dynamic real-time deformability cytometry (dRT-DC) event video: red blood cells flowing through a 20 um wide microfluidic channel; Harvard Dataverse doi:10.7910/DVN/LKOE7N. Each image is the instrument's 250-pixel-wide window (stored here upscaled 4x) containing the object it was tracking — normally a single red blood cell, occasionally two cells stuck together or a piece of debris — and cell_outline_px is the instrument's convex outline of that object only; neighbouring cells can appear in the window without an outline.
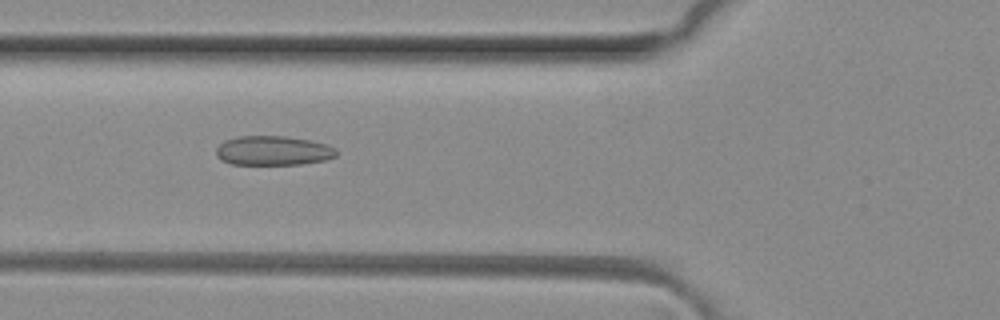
{"species": "common noctule bat (a hibernating species)", "species_latin": "Nyctalus noctula", "temperature_condition": "room temperature", "stored_images_in_passage": 4, "camera_frame_rate_fps": 3000, "um_per_image_px": 0.085, "animal": {"sex": "female", "body_mass_g": 29.2, "forearm_length_mm": 56.3}, "frame": {"image": 1, "passage_image": 2, "time_ms": 0.333, "image_size_px": [1000, 320], "cell_outline_px": [[336, 156], [328, 160], [300, 164], [232, 164], [220, 160], [216, 156], [216, 148], [224, 140], [236, 136], [284, 136], [312, 140], [336, 148]], "centroid_in_image_um": [23.2, 12.8], "position_along_channel_um": 102.6, "area_um2": 20.75}}
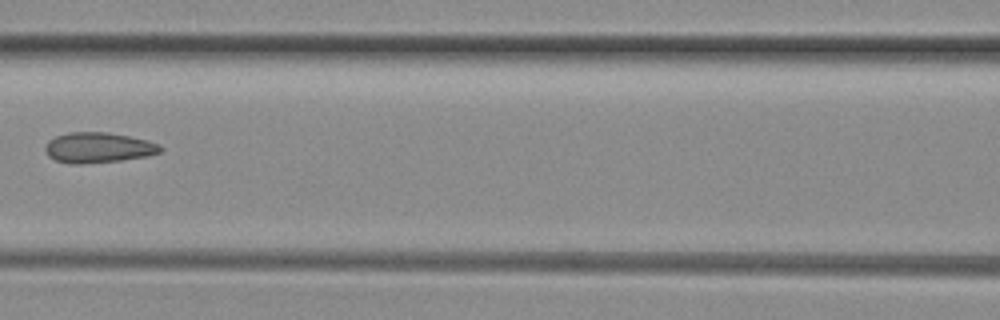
{"frame": {"image": 2, "passage_image": 3, "time_ms": 0.667, "image_size_px": [1000, 320], "cell_outline_px": [[164, 148], [160, 152], [148, 156], [120, 160], [80, 164], [72, 164], [56, 160], [48, 156], [44, 148], [48, 140], [56, 136], [68, 132], [108, 132], [148, 140], [160, 144]], "centroid_in_image_um": [8.36, 12.54], "position_along_channel_um": 158.2, "area_um2": 20.46}}
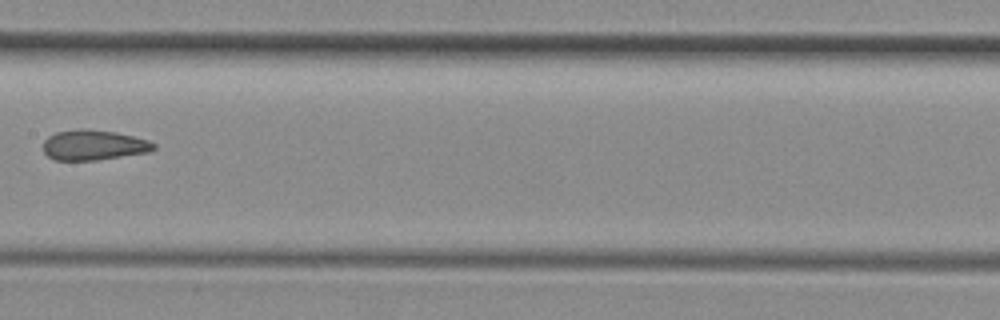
{"frame": {"image": 3, "passage_image": 4, "time_ms": 1.0, "image_size_px": [1000, 320], "cell_outline_px": [[156, 148], [152, 152], [96, 160], [56, 160], [48, 156], [44, 152], [44, 140], [48, 136], [56, 132], [80, 128], [88, 128], [116, 132], [148, 140], [156, 144]], "centroid_in_image_um": [7.99, 12.32], "position_along_channel_um": 199.4, "area_um2": 19.65}}